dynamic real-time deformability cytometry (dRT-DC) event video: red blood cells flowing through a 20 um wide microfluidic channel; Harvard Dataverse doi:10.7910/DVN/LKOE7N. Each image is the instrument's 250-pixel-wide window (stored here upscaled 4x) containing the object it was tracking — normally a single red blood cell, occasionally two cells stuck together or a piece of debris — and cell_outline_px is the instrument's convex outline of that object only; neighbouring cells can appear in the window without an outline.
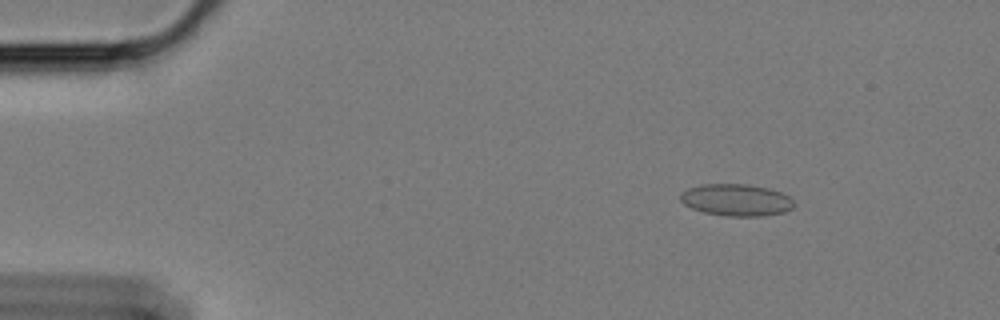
{"species": "Egyptian fruit bat (a non-hibernating species)", "species_latin": "Rousettus aegyptiacus", "temperature_condition": "cold", "stored_images_in_passage": 58, "camera_frame_rate_fps": 3000, "um_per_image_px": 0.085, "animal": {"sex": "female"}, "frame": {"image": 1, "passage_image": 7, "time_ms": 2.0, "image_size_px": [1000, 320], "cell_outline_px": [[796, 204], [792, 208], [784, 212], [764, 216], [728, 216], [704, 212], [692, 208], [684, 204], [680, 200], [680, 196], [688, 188], [704, 184], [748, 184], [768, 188], [780, 192], [788, 196]], "centroid_in_image_um": [62.61, 17.0], "position_along_channel_um": 22.4, "area_um2": 21.04}}
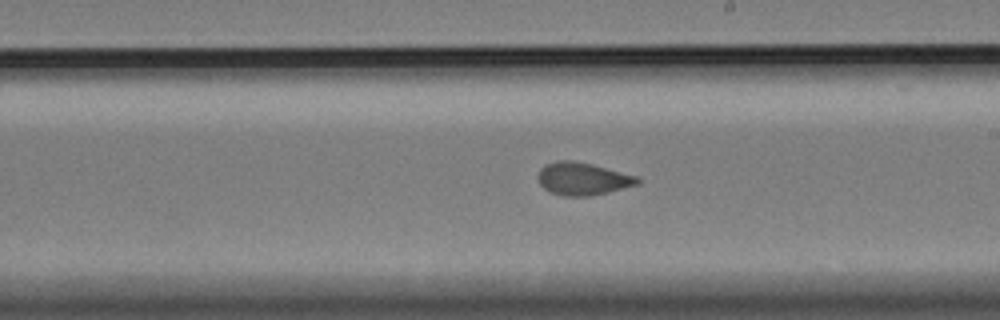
{"frame": {"image": 2, "passage_image": 33, "time_ms": 10.667, "image_size_px": [1000, 320], "cell_outline_px": [[640, 184], [592, 196], [560, 196], [548, 192], [540, 184], [540, 168], [544, 164], [556, 160], [572, 160], [592, 164], [636, 176], [640, 180]], "centroid_in_image_um": [49.52, 15.2], "position_along_channel_um": 239.5, "area_um2": 18.96}}
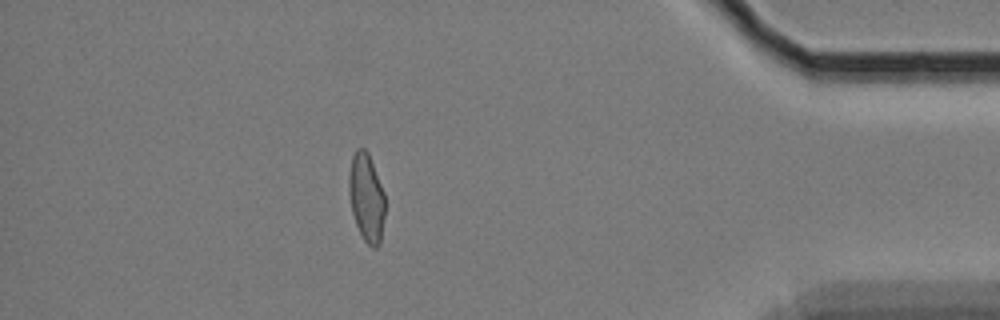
{"frame": {"image": 3, "passage_image": 51, "time_ms": 16.667, "image_size_px": [1000, 320], "cell_outline_px": [[384, 216], [380, 244], [376, 248], [372, 248], [364, 240], [356, 224], [352, 212], [348, 192], [348, 176], [352, 156], [356, 148], [364, 148], [368, 152], [384, 192]], "centroid_in_image_um": [31.13, 16.78], "position_along_channel_um": 404.1, "area_um2": 18.61}, "authors_computed_cell_mechanics": {"area_um2": 19.1896, "velocity_mm_per_s": 3.4091, "shape_relaxation_time_tau1_ms": null, "shape_relaxation_time_tau2_ms": 1.1993, "deformation_change_tau1": null, "deformation_change_tau2": 0.0623}}